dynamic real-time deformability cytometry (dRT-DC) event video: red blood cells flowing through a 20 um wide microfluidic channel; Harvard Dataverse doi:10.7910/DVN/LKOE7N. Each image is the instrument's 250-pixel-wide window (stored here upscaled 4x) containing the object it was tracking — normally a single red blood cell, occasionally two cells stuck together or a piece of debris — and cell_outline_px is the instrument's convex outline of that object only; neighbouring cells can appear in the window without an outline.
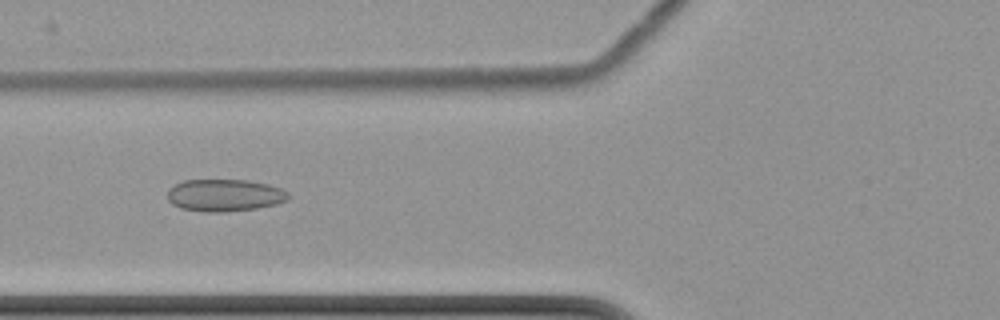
{"species": "common noctule bat (a hibernating species)", "species_latin": "Nyctalus noctula", "temperature_condition": "cold", "stored_images_in_passage": 15, "camera_frame_rate_fps": 3000, "um_per_image_px": 0.085, "animal": {"sex": "female", "body_mass_g": 22.7, "forearm_length_mm": 54.2}, "frame": {"image": 1, "passage_image": 7, "time_ms": 8.333, "image_size_px": [1000, 320], "cell_outline_px": [[288, 200], [276, 204], [256, 208], [224, 212], [208, 212], [180, 208], [172, 204], [168, 200], [168, 188], [184, 180], [248, 180], [268, 184], [280, 188], [288, 192]], "centroid_in_image_um": [19.08, 16.59], "position_along_channel_um": 106.7, "area_um2": 22.66}}
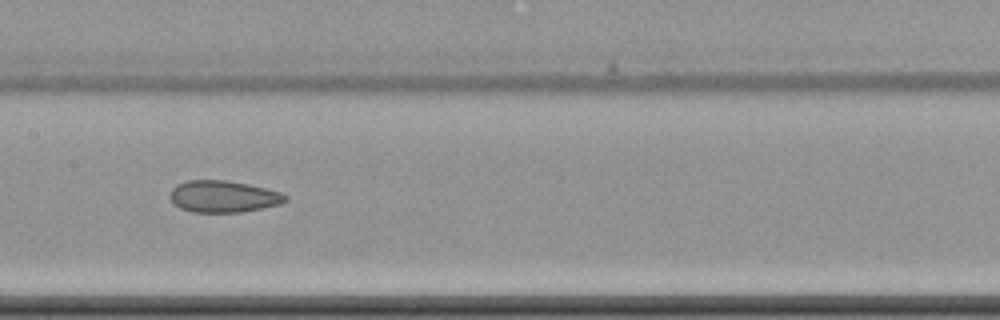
{"frame": {"image": 2, "passage_image": 9, "time_ms": 10.667, "image_size_px": [1000, 320], "cell_outline_px": [[288, 200], [280, 204], [240, 212], [192, 212], [180, 208], [172, 204], [168, 196], [172, 188], [176, 184], [188, 180], [228, 180], [248, 184], [280, 192], [288, 196]], "centroid_in_image_um": [18.93, 16.7], "position_along_channel_um": 188.5, "area_um2": 21.5}}
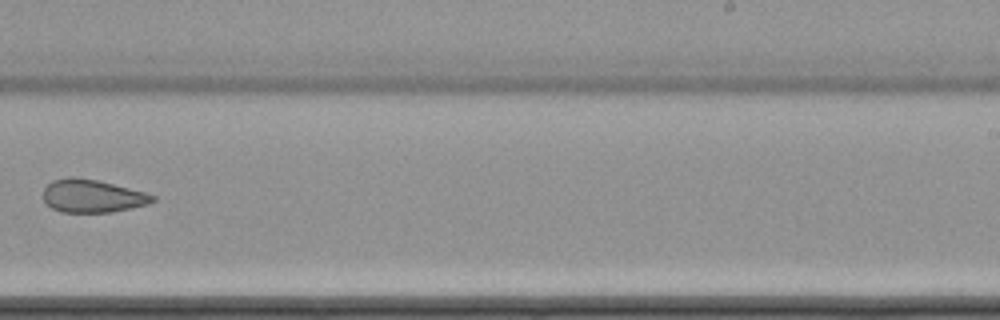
{"frame": {"image": 3, "passage_image": 11, "time_ms": 13.333, "image_size_px": [1000, 320], "cell_outline_px": [[156, 200], [148, 204], [112, 212], [60, 212], [52, 208], [44, 200], [44, 188], [52, 180], [68, 176], [76, 176], [96, 180], [144, 192], [156, 196]], "centroid_in_image_um": [7.83, 16.65], "position_along_channel_um": 281.2, "area_um2": 20.92}, "authors_computed_cell_mechanics": {"area_um2": 24.3338, "velocity_mm_per_s": 3.5037, "shape_relaxation_time_tau1_ms": null, "shape_relaxation_time_tau2_ms": 2.3067, "deformation_change_tau1": null, "deformation_change_tau2": 0.0741}}